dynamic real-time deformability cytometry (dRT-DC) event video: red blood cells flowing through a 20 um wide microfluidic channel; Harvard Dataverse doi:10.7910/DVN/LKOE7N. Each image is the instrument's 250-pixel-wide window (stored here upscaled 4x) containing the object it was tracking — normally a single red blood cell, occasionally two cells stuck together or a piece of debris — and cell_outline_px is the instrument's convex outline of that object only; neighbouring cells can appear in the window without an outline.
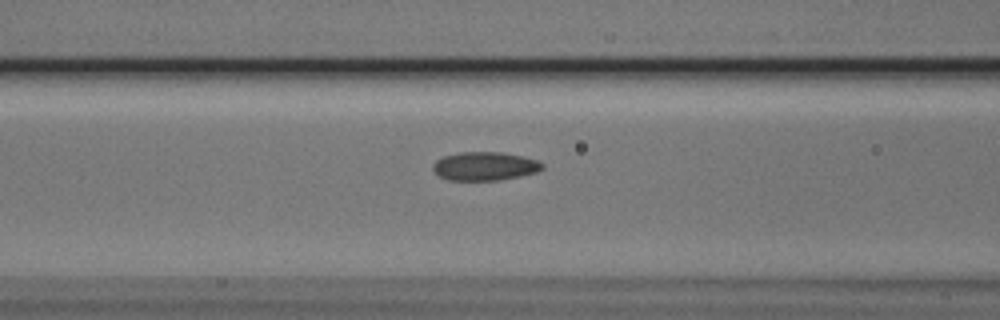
{"species": "Egyptian fruit bat (a non-hibernating species)", "species_latin": "Rousettus aegyptiacus", "temperature_condition": "cold", "stored_images_in_passage": 35, "camera_frame_rate_fps": 3000, "um_per_image_px": 0.085, "animal": {"sex": "male"}, "frame": {"image": 1, "passage_image": 3, "time_ms": 0.667, "image_size_px": [1000, 320], "cell_outline_px": [[544, 168], [536, 172], [496, 180], [448, 180], [440, 176], [432, 168], [432, 164], [436, 160], [444, 156], [460, 152], [504, 152], [524, 156], [536, 160], [544, 164]], "centroid_in_image_um": [41.2, 14.11], "position_along_channel_um": 125.4, "area_um2": 18.09}}
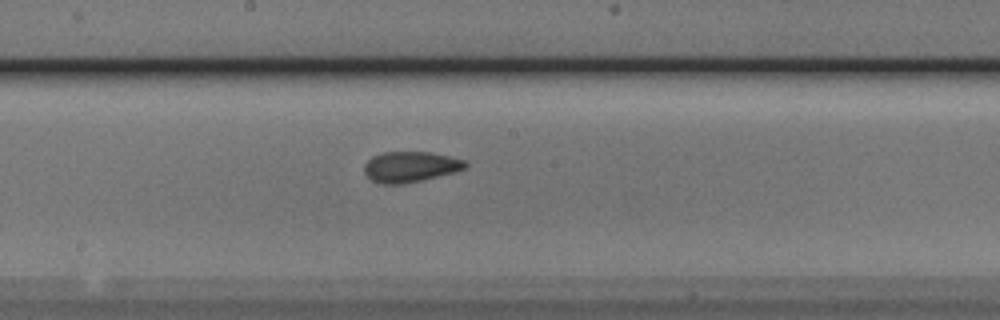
{"frame": {"image": 2, "passage_image": 10, "time_ms": 3.0, "image_size_px": [1000, 320], "cell_outline_px": [[468, 164], [464, 168], [452, 172], [404, 184], [380, 184], [372, 180], [364, 172], [364, 164], [372, 156], [384, 152], [432, 152], [464, 160]], "centroid_in_image_um": [34.83, 14.17], "position_along_channel_um": 213.4, "area_um2": 17.8}}
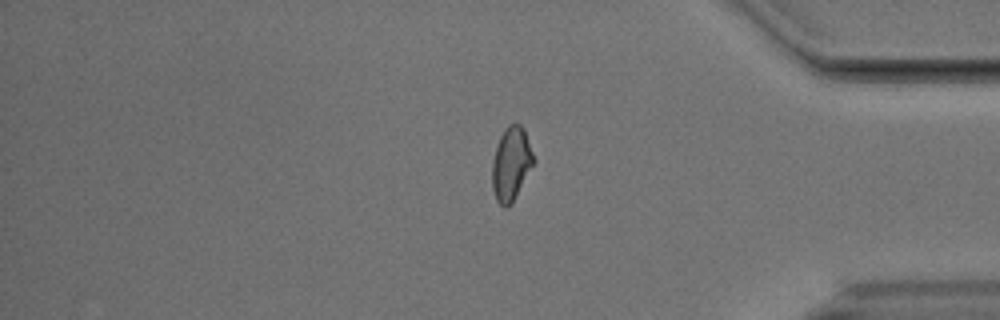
{"frame": {"image": 3, "passage_image": 26, "time_ms": 8.333, "image_size_px": [1000, 320], "cell_outline_px": [[536, 160], [512, 200], [504, 208], [496, 200], [492, 188], [492, 160], [496, 144], [504, 128], [508, 124], [520, 124], [524, 128]], "centroid_in_image_um": [43.43, 13.85], "position_along_channel_um": 391.8, "area_um2": 17.63}, "authors_computed_cell_mechanics": {"area_um2": 17.6868, "velocity_mm_per_s": 3.7653, "shape_relaxation_time_tau1_ms": null, "shape_relaxation_time_tau2_ms": 1.2696, "deformation_change_tau1": null, "deformation_change_tau2": 0.0636}}